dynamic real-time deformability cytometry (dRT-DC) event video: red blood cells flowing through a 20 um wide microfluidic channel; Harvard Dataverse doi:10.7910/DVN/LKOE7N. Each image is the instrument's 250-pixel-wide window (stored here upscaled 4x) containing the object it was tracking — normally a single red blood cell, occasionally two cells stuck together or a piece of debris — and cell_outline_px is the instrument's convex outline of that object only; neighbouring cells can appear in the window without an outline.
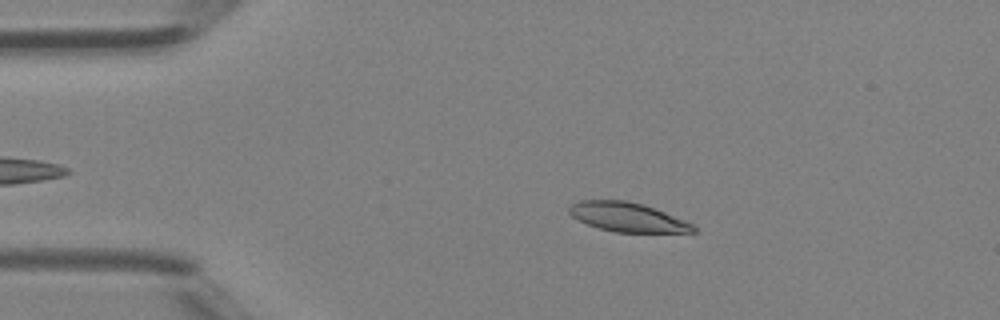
{"species": "Egyptian fruit bat (a non-hibernating species)", "species_latin": "Rousettus aegyptiacus", "temperature_condition": "room temperature", "stored_images_in_passage": 30, "camera_frame_rate_fps": 3000, "um_per_image_px": 0.085, "animal": {"sex": "female"}, "frame": {"image": 1, "passage_image": 1, "time_ms": 0.0, "image_size_px": [1000, 320], "cell_outline_px": [[696, 232], [616, 232], [600, 228], [588, 224], [572, 216], [568, 212], [568, 208], [572, 204], [580, 200], [624, 200], [644, 204], [684, 220], [692, 224], [696, 228]], "centroid_in_image_um": [53.33, 18.45], "position_along_channel_um": 31.7, "area_um2": 20.87}}
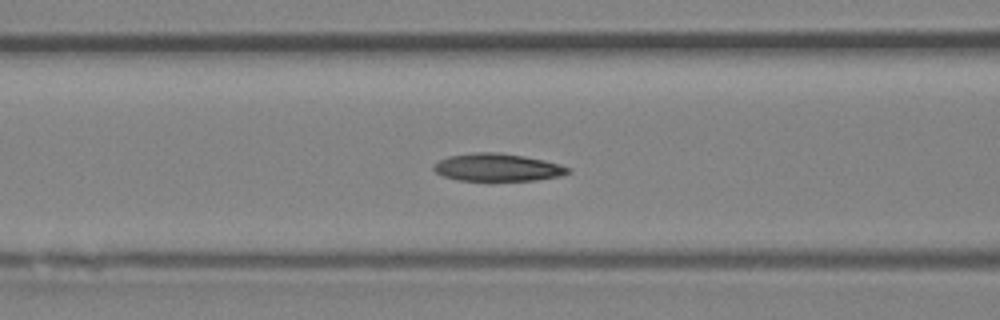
{"frame": {"image": 2, "passage_image": 10, "time_ms": 3.0, "image_size_px": [1000, 320], "cell_outline_px": [[572, 172], [560, 176], [536, 180], [456, 180], [444, 176], [436, 172], [432, 168], [432, 164], [448, 156], [472, 152], [500, 152], [524, 156], [544, 160], [560, 164], [568, 168]], "centroid_in_image_um": [42.26, 14.22], "position_along_channel_um": 124.3, "area_um2": 21.68}}
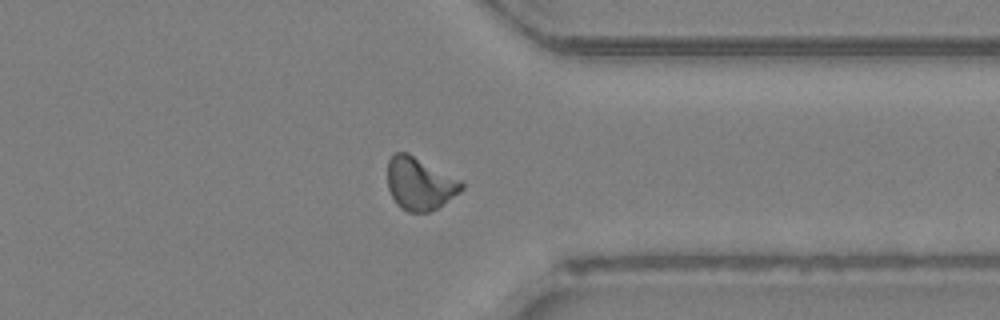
{"frame": {"image": 3, "passage_image": 26, "time_ms": 8.333, "image_size_px": [1000, 320], "cell_outline_px": [[464, 188], [460, 192], [436, 208], [428, 212], [408, 212], [400, 208], [396, 204], [388, 188], [388, 160], [392, 152], [408, 152], [460, 180], [464, 184]], "centroid_in_image_um": [35.65, 15.6], "position_along_channel_um": 375.8, "area_um2": 22.66}}